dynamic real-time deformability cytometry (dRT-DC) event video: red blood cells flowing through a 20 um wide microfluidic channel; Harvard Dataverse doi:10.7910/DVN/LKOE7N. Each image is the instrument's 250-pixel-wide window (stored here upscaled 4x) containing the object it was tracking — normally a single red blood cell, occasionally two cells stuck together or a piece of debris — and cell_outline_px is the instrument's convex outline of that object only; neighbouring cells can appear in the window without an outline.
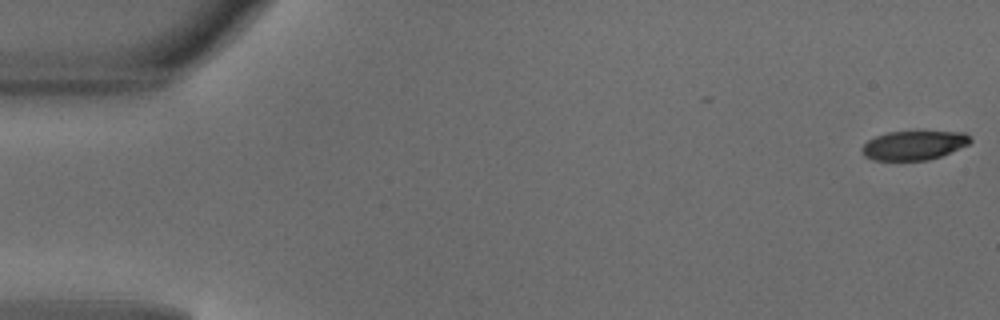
{"species": "common noctule bat (a hibernating species)", "species_latin": "Nyctalus noctula", "temperature_condition": "warm", "stored_images_in_passage": 2, "camera_frame_rate_fps": 3000, "um_per_image_px": 0.085, "animal": {"sex": "male", "body_mass_g": 18.8}, "frame": {"image": 1, "passage_image": 2, "time_ms": 0.333, "image_size_px": [1000, 320], "cell_outline_px": [[972, 140], [968, 144], [940, 156], [928, 160], [876, 160], [864, 156], [860, 148], [868, 140], [876, 136], [888, 132], [964, 132], [972, 136]], "centroid_in_image_um": [77.67, 12.35], "position_along_channel_um": 7.3, "area_um2": 18.21}}